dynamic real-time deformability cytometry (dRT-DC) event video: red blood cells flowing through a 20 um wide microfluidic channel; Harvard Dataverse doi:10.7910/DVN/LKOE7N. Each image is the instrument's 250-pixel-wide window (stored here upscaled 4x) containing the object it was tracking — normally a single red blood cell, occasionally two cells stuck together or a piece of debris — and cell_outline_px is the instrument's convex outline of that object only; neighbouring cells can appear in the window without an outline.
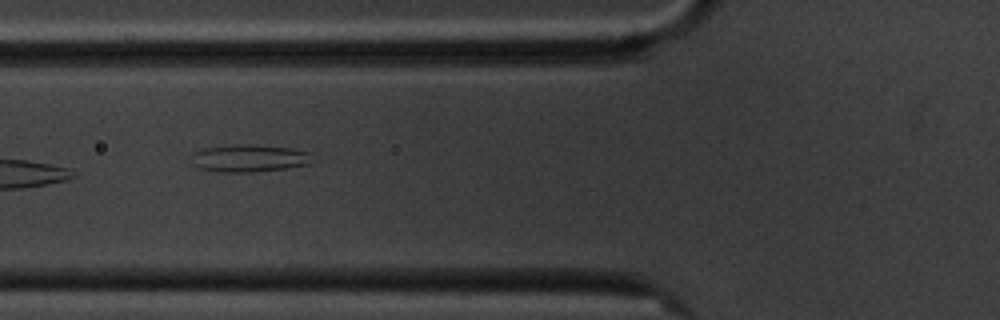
{"species": "common noctule bat (a hibernating species)", "species_latin": "Nyctalus noctula", "temperature_condition": "cold", "stored_images_in_passage": 8, "camera_frame_rate_fps": 3000, "um_per_image_px": 0.085, "animal": {"sex": "male", "body_mass_g": 20.1, "forearm_length_mm": 53.5}, "frame": {"image": 1, "passage_image": 7, "time_ms": 6.667, "image_size_px": [1000, 320], "cell_outline_px": [[312, 164], [288, 168], [252, 172], [220, 172], [200, 168], [196, 164], [192, 152], [204, 148], [224, 144], [248, 144], [292, 148], [308, 152]], "centroid_in_image_um": [21.2, 13.44], "position_along_channel_um": 104.6, "area_um2": 19.31}}